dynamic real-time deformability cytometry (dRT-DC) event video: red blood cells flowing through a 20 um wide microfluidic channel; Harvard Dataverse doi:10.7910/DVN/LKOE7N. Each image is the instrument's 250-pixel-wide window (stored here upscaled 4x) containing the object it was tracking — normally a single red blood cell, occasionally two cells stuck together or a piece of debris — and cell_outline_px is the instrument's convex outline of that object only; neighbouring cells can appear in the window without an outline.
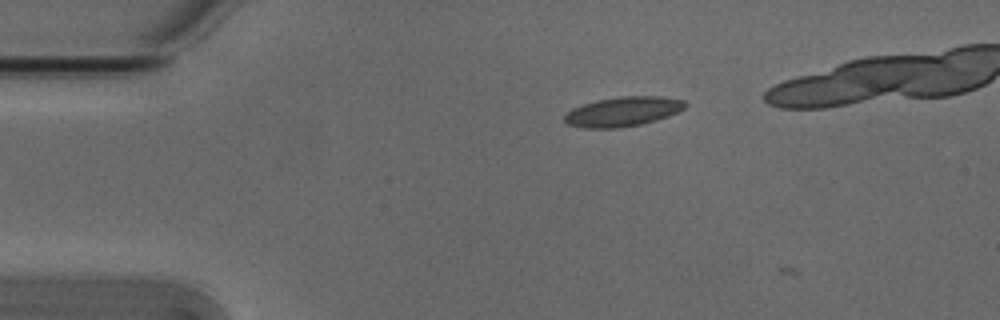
{"species": "Egyptian fruit bat (a non-hibernating species)", "species_latin": "Rousettus aegyptiacus", "temperature_condition": "cold", "stored_images_in_passage": 2, "camera_frame_rate_fps": 3000, "um_per_image_px": 0.085, "animal": {"sex": "male"}, "frame": {"image": 1, "passage_image": 1, "time_ms": 0.0, "image_size_px": [1000, 320], "cell_outline_px": [[688, 104], [684, 108], [668, 116], [656, 120], [640, 124], [620, 128], [584, 128], [568, 124], [564, 120], [564, 116], [572, 108], [596, 100], [620, 96], [660, 96], [684, 100]], "centroid_in_image_um": [52.95, 9.48], "position_along_channel_um": 32.1, "area_um2": 20.75}}